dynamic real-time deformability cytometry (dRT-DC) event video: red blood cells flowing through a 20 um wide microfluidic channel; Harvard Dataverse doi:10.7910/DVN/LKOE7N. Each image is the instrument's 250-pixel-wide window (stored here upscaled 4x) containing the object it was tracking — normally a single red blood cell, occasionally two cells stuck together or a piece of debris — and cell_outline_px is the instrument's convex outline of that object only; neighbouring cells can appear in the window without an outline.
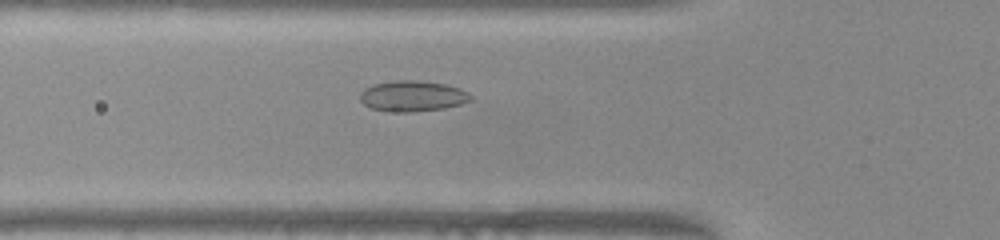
{"species": "common noctule bat (a hibernating species)", "species_latin": "Nyctalus noctula", "temperature_condition": "warm", "stored_images_in_passage": 40, "camera_frame_rate_fps": 3000, "um_per_image_px": 0.085, "animal": {"sex": "female", "body_mass_g": 22.0, "forearm_length_mm": 56.7}, "frame": {"image": 1, "passage_image": 7, "time_ms": 2.0, "image_size_px": [1000, 240], "cell_outline_px": [[472, 100], [460, 104], [444, 108], [412, 112], [400, 112], [372, 108], [364, 104], [360, 100], [360, 92], [364, 88], [372, 84], [400, 80], [416, 80], [444, 84], [460, 88], [468, 92], [472, 96]], "centroid_in_image_um": [35.07, 8.16], "position_along_channel_um": 90.7, "area_um2": 19.71}}
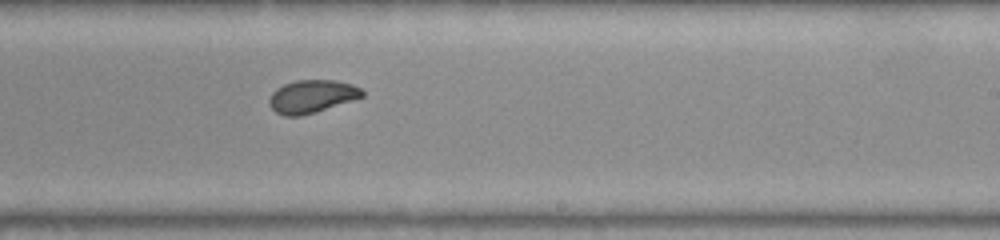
{"frame": {"image": 2, "passage_image": 20, "time_ms": 6.333, "image_size_px": [1000, 240], "cell_outline_px": [[364, 96], [300, 116], [284, 116], [276, 112], [268, 104], [268, 100], [272, 92], [276, 88], [284, 84], [296, 80], [336, 80], [352, 84], [360, 88], [364, 92]], "centroid_in_image_um": [26.47, 8.18], "position_along_channel_um": 262.5, "area_um2": 17.63}}
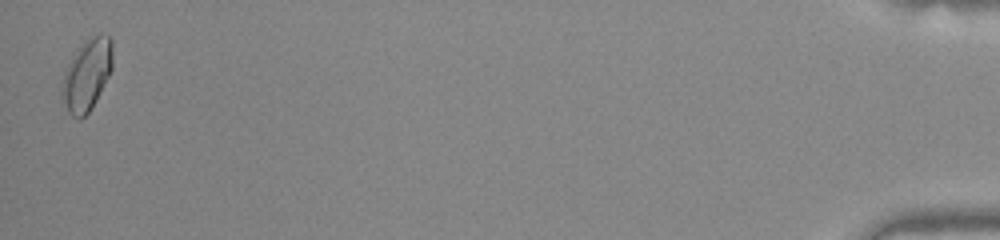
{"frame": {"image": 3, "passage_image": 40, "time_ms": 13.0, "image_size_px": [1000, 240], "cell_outline_px": [[112, 68], [96, 100], [88, 112], [80, 120], [72, 116], [68, 112], [60, 96], [60, 92], [64, 72], [68, 64], [80, 48], [92, 36], [100, 32], [108, 36], [112, 40]], "centroid_in_image_um": [7.37, 6.39], "position_along_channel_um": 427.8, "area_um2": 20.81}, "authors_computed_cell_mechanics": {"area_um2": 17.918, "velocity_mm_per_s": 3.963, "shape_relaxation_time_tau1_ms": 10.5723, "shape_relaxation_time_tau2_ms": 0.7482, "deformation_change_tau1": 0.1703, "deformation_change_tau2": 0.0501}}